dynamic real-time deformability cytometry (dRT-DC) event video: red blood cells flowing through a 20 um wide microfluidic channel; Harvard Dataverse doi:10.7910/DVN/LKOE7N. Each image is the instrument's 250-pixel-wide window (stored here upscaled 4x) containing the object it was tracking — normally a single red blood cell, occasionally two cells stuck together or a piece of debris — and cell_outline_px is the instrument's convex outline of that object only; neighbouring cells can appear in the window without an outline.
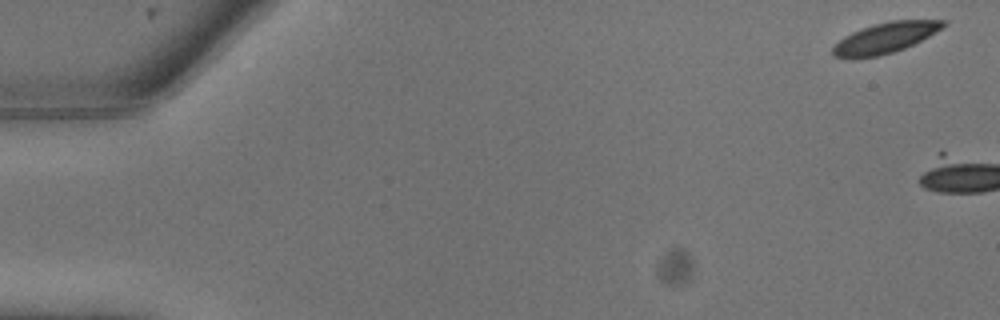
{"species": "common noctule bat (a hibernating species)", "species_latin": "Nyctalus noctula", "temperature_condition": "warm", "stored_images_in_passage": 2, "camera_frame_rate_fps": 3000, "um_per_image_px": 0.085, "animal": {"sex": "male", "body_mass_g": 13.3}, "frame": {"image": 1, "passage_image": 1, "time_ms": 0.0, "image_size_px": [1000, 320], "cell_outline_px": [[948, 24], [936, 32], [904, 48], [880, 56], [852, 60], [832, 56], [832, 48], [844, 36], [852, 32], [876, 24], [892, 20], [948, 20]], "centroid_in_image_um": [75.21, 3.24], "position_along_channel_um": 9.8, "area_um2": 19.71}}